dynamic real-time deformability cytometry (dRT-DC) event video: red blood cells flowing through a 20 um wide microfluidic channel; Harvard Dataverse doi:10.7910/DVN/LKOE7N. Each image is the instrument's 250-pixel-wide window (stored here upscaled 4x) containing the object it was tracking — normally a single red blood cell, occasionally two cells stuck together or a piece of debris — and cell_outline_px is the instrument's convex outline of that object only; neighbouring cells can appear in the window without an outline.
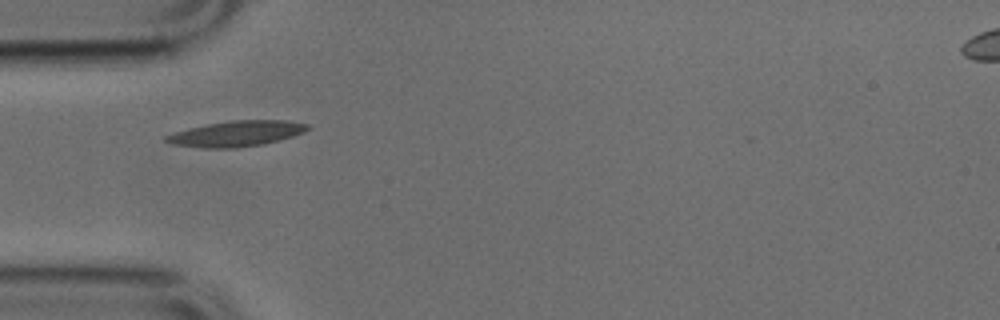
{"species": "common noctule bat (a hibernating species)", "species_latin": "Nyctalus noctula", "temperature_condition": "cold", "stored_images_in_passage": 30, "camera_frame_rate_fps": 3000, "um_per_image_px": 0.085, "animal": {"sex": "male", "body_mass_g": 17.9, "forearm_length_mm": 54.2}, "frame": {"image": 1, "passage_image": 1, "time_ms": 0.0, "image_size_px": [1000, 320], "cell_outline_px": [[312, 128], [304, 132], [292, 136], [264, 144], [236, 148], [204, 148], [172, 144], [164, 140], [164, 136], [188, 128], [208, 124], [232, 120], [288, 120], [308, 124]], "centroid_in_image_um": [20.12, 11.36], "position_along_channel_um": 64.9, "area_um2": 21.1}}
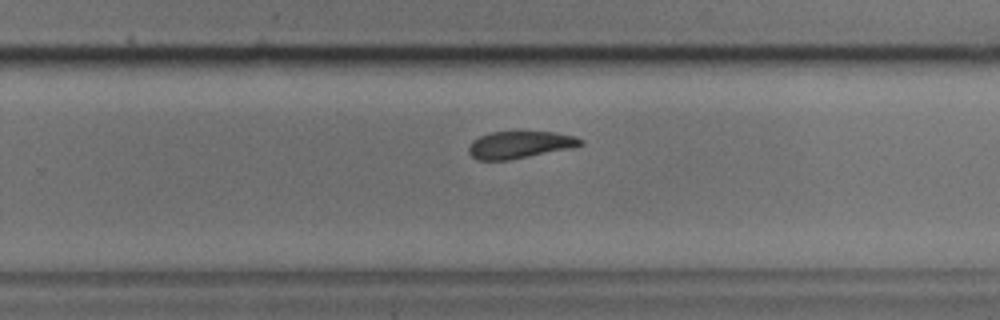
{"frame": {"image": 2, "passage_image": 18, "time_ms": 5.667, "image_size_px": [1000, 320], "cell_outline_px": [[584, 144], [572, 148], [508, 160], [476, 160], [468, 152], [468, 148], [472, 140], [480, 136], [492, 132], [552, 132], [576, 136], [584, 140]], "centroid_in_image_um": [44.19, 12.3], "position_along_channel_um": 285.6, "area_um2": 17.69}}
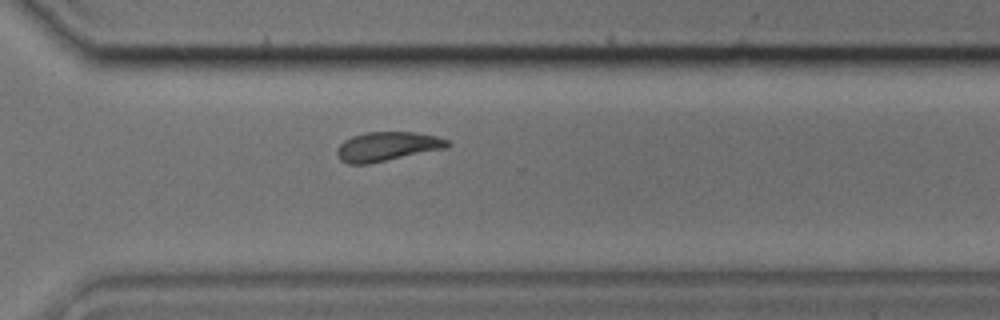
{"frame": {"image": 3, "passage_image": 22, "time_ms": 7.0, "image_size_px": [1000, 320], "cell_outline_px": [[452, 144], [448, 148], [368, 164], [348, 164], [340, 160], [336, 156], [336, 148], [344, 140], [352, 136], [368, 132], [412, 132], [436, 136], [448, 140]], "centroid_in_image_um": [32.9, 12.46], "position_along_channel_um": 337.7, "area_um2": 18.96}}